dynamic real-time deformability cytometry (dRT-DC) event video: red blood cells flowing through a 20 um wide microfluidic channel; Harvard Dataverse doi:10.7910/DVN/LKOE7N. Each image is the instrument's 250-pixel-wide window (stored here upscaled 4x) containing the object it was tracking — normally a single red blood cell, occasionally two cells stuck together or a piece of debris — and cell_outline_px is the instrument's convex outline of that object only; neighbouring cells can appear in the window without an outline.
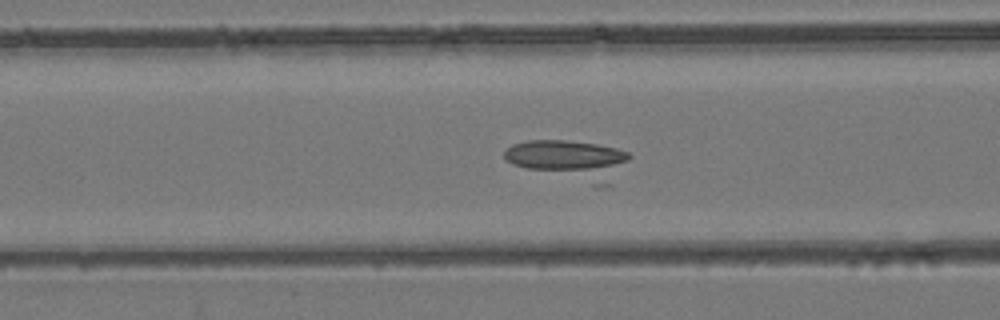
{"species": "common noctule bat (a hibernating species)", "species_latin": "Nyctalus noctula", "temperature_condition": "room temperature", "stored_images_in_passage": 43, "camera_frame_rate_fps": 3000, "um_per_image_px": 0.085, "animal": {"sex": "female", "body_mass_g": 24.6, "forearm_length_mm": 56.2}, "frame": {"image": 1, "passage_image": 22, "time_ms": 7.0, "image_size_px": [1000, 320], "cell_outline_px": [[632, 156], [612, 184], [604, 188], [596, 188], [512, 164], [504, 160], [504, 152], [512, 144], [528, 140], [564, 140], [596, 144], [616, 148], [628, 152]], "centroid_in_image_um": [48.47, 13.64], "position_along_channel_um": 118.1, "area_um2": 29.59}}
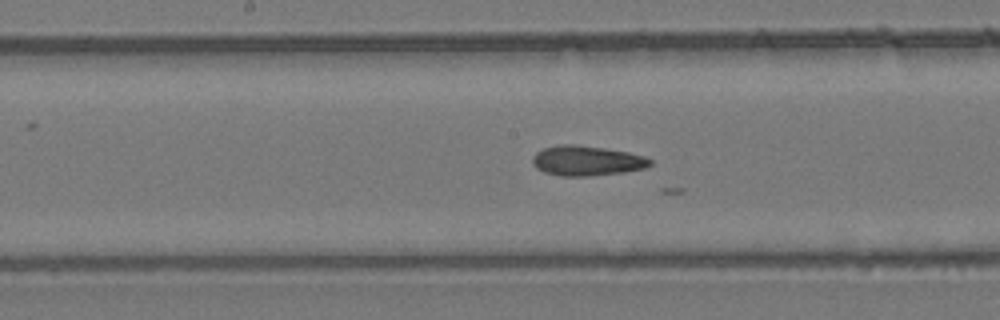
{"frame": {"image": 2, "passage_image": 28, "time_ms": 9.0, "image_size_px": [1000, 320], "cell_outline_px": [[652, 164], [644, 168], [624, 172], [588, 176], [560, 176], [544, 172], [536, 168], [532, 164], [532, 156], [536, 152], [544, 148], [560, 144], [576, 144], [604, 148], [628, 152], [644, 156], [652, 160]], "centroid_in_image_um": [49.85, 13.66], "position_along_channel_um": 198.4, "area_um2": 20.63}}
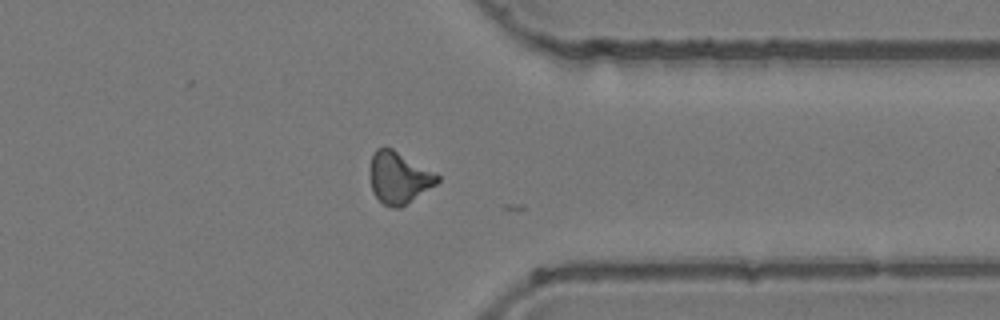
{"frame": {"image": 3, "passage_image": 42, "time_ms": 13.667, "image_size_px": [1000, 320], "cell_outline_px": [[440, 180], [436, 184], [400, 208], [392, 208], [384, 204], [372, 192], [368, 176], [368, 168], [372, 156], [376, 148], [392, 148], [436, 172], [440, 176]], "centroid_in_image_um": [33.87, 15.09], "position_along_channel_um": 377.5, "area_um2": 20.58}}